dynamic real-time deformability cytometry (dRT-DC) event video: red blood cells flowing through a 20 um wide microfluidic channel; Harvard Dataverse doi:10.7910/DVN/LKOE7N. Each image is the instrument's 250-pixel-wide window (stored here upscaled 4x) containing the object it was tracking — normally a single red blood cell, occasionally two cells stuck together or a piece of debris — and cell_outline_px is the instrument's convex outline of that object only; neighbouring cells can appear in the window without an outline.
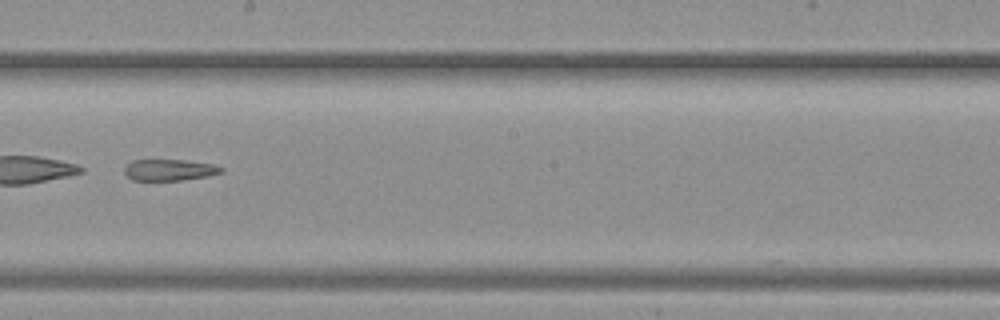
{"species": "common noctule bat (a hibernating species)", "species_latin": "Nyctalus noctula", "temperature_condition": "warm", "stored_images_in_passage": 32, "camera_frame_rate_fps": 3000, "um_per_image_px": 0.085, "animal": {"sex": "female", "body_mass_g": 19.3, "forearm_length_mm": 54.1}, "frame": {"image": 1, "passage_image": 14, "time_ms": 4.333, "image_size_px": [1000, 320], "cell_outline_px": [[224, 172], [208, 176], [180, 180], [132, 180], [124, 172], [124, 168], [132, 160], [184, 160], [212, 164], [224, 168]], "centroid_in_image_um": [14.42, 14.44], "position_along_channel_um": 233.8, "area_um2": 11.96}}
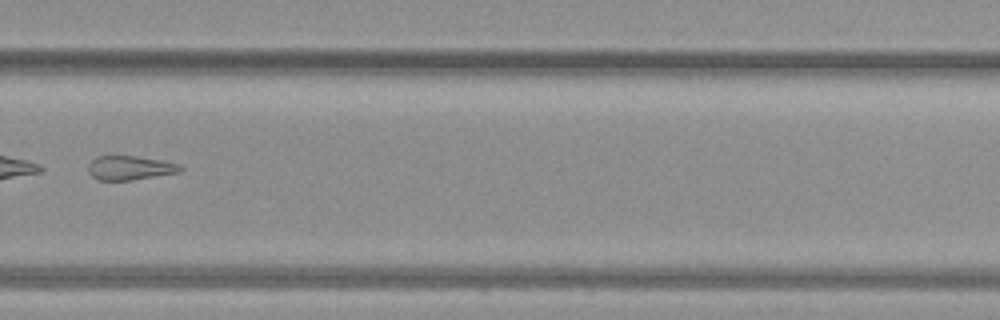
{"frame": {"image": 2, "passage_image": 19, "time_ms": 6.0, "image_size_px": [1000, 320], "cell_outline_px": [[184, 168], [180, 172], [132, 180], [96, 180], [88, 172], [88, 164], [96, 156], [136, 156], [160, 160], [180, 164]], "centroid_in_image_um": [11.03, 14.27], "position_along_channel_um": 318.8, "area_um2": 13.01}}
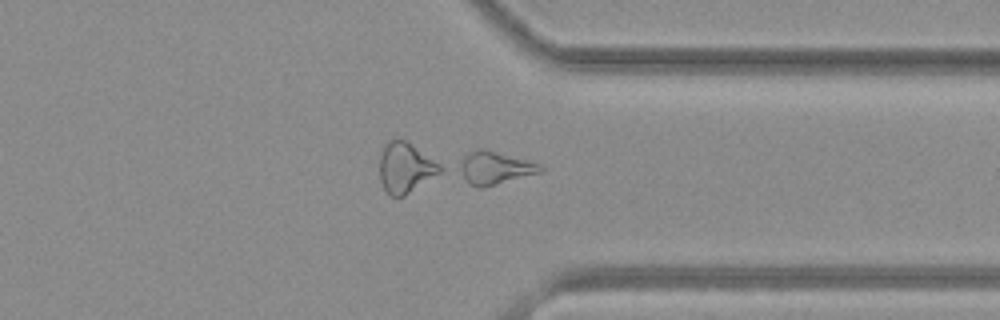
{"frame": {"image": 3, "passage_image": 22, "time_ms": 7.0, "image_size_px": [1000, 320], "cell_outline_px": [[544, 168], [540, 172], [484, 188], [476, 188], [456, 168], [464, 156], [468, 152], [480, 148], [484, 148], [528, 160], [540, 164]], "centroid_in_image_um": [42.05, 14.26], "position_along_channel_um": 369.4, "area_um2": 15.43}}